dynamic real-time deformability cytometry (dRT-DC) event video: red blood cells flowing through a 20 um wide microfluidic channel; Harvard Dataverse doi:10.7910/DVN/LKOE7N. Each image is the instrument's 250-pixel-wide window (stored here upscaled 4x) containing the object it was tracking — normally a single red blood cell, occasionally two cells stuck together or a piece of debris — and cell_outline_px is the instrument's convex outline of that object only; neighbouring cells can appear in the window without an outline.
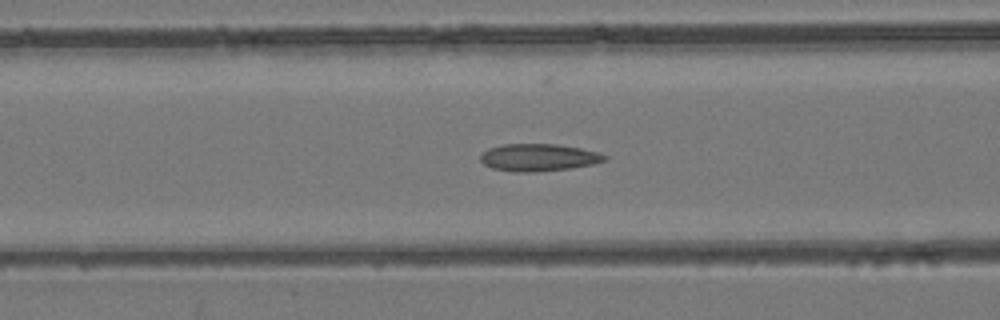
{"species": "common noctule bat (a hibernating species)", "species_latin": "Nyctalus noctula", "temperature_condition": "room temperature", "stored_images_in_passage": 54, "camera_frame_rate_fps": 3000, "um_per_image_px": 0.085, "animal": {"sex": "female", "body_mass_g": 24.6, "forearm_length_mm": 56.2}, "frame": {"image": 1, "passage_image": 22, "time_ms": 7.0, "image_size_px": [1000, 320], "cell_outline_px": [[608, 160], [592, 164], [568, 168], [536, 172], [516, 172], [492, 168], [484, 164], [480, 160], [480, 156], [488, 148], [504, 144], [556, 144], [580, 148], [600, 152], [608, 156]], "centroid_in_image_um": [45.8, 13.38], "position_along_channel_um": 120.8, "area_um2": 19.77}}
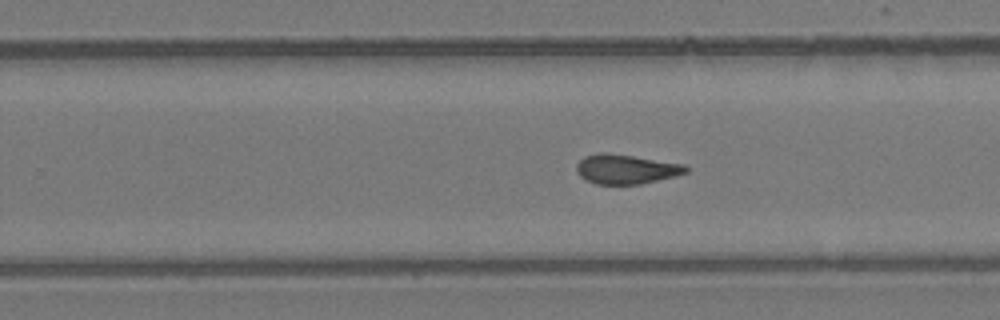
{"frame": {"image": 2, "passage_image": 34, "time_ms": 11.0, "image_size_px": [1000, 320], "cell_outline_px": [[688, 172], [676, 176], [640, 184], [596, 184], [584, 180], [576, 172], [576, 164], [584, 156], [600, 152], [604, 152], [632, 156], [684, 164], [688, 168]], "centroid_in_image_um": [53.18, 14.38], "position_along_channel_um": 276.6, "area_um2": 18.84}}
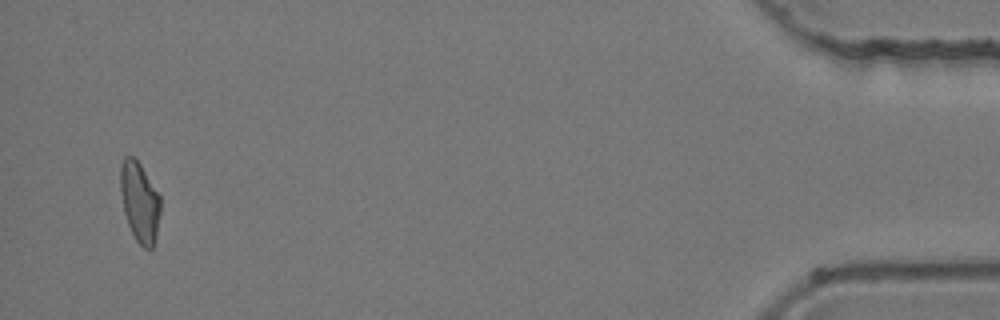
{"frame": {"image": 3, "passage_image": 52, "time_ms": 17.0, "image_size_px": [1000, 320], "cell_outline_px": [[160, 212], [156, 236], [152, 248], [144, 248], [136, 240], [128, 224], [124, 212], [120, 192], [120, 164], [124, 156], [132, 156], [140, 164], [160, 196]], "centroid_in_image_um": [11.85, 17.15], "position_along_channel_um": 423.3, "area_um2": 18.55}, "authors_computed_cell_mechanics": {"area_um2": 19.1896, "velocity_mm_per_s": 3.8994, "shape_relaxation_time_tau1_ms": 8.209, "shape_relaxation_time_tau2_ms": 2.1629, "deformation_change_tau1": 0.1848, "deformation_change_tau2": 0.0856}}